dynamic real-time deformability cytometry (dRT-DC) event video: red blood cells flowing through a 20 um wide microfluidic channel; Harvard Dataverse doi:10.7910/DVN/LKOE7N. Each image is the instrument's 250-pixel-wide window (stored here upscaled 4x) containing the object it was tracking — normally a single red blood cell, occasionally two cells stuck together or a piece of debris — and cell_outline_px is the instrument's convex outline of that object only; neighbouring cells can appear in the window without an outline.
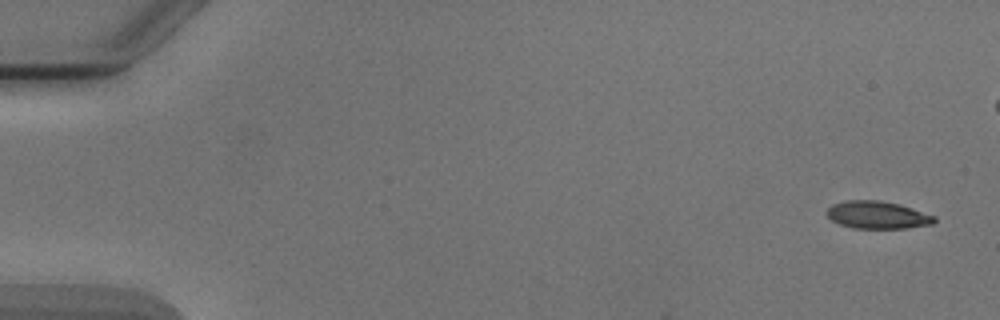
{"species": "Egyptian fruit bat (a non-hibernating species)", "species_latin": "Rousettus aegyptiacus", "temperature_condition": "cold", "stored_images_in_passage": 3, "camera_frame_rate_fps": 3000, "um_per_image_px": 0.085, "animal": {"sex": "male"}, "frame": {"image": 1, "passage_image": 1, "time_ms": 0.0, "image_size_px": [1000, 320], "cell_outline_px": [[936, 220], [932, 224], [908, 228], [852, 228], [840, 224], [832, 220], [824, 212], [832, 204], [844, 200], [880, 200], [900, 204], [936, 216]], "centroid_in_image_um": [74.57, 18.26], "position_along_channel_um": 10.4, "area_um2": 17.4}}